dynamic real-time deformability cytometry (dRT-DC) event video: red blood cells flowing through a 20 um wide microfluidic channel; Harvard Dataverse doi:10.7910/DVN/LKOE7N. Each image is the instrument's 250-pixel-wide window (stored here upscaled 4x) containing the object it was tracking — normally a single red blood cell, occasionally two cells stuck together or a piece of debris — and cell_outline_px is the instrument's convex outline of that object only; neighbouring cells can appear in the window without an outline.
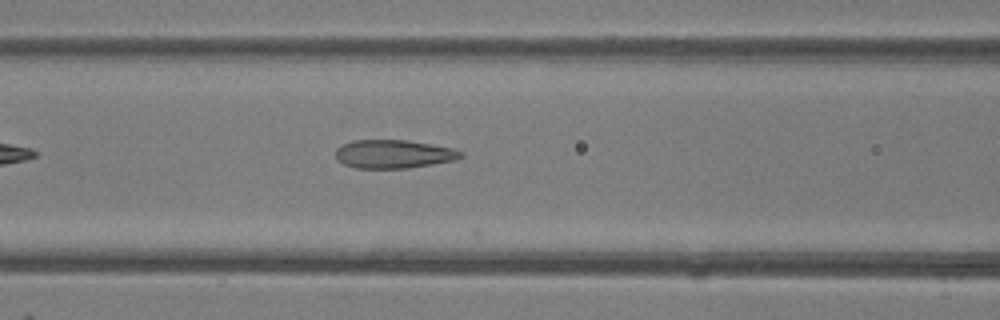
{"species": "common noctule bat (a hibernating species)", "species_latin": "Nyctalus noctula", "temperature_condition": "room temperature", "stored_images_in_passage": 25, "camera_frame_rate_fps": 3000, "um_per_image_px": 0.085, "animal": {"sex": "female"}, "frame": {"image": 1, "passage_image": 5, "time_ms": 1.333, "image_size_px": [1000, 320], "cell_outline_px": [[464, 156], [452, 160], [432, 164], [408, 168], [356, 168], [344, 164], [336, 160], [336, 148], [352, 140], [408, 140], [452, 148], [464, 152]], "centroid_in_image_um": [33.44, 13.09], "position_along_channel_um": 133.2, "area_um2": 20.69}}
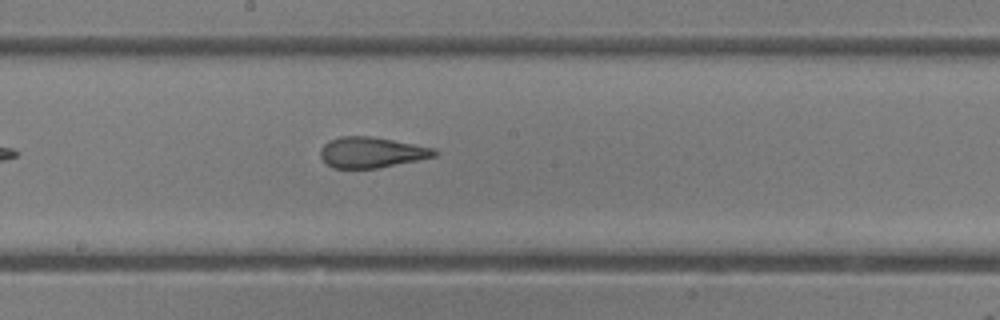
{"frame": {"image": 2, "passage_image": 11, "time_ms": 3.333, "image_size_px": [1000, 320], "cell_outline_px": [[440, 152], [436, 156], [376, 168], [332, 168], [320, 156], [320, 148], [328, 140], [340, 136], [368, 136], [392, 140], [436, 148]], "centroid_in_image_um": [31.57, 12.94], "position_along_channel_um": 216.6, "area_um2": 20.29}}
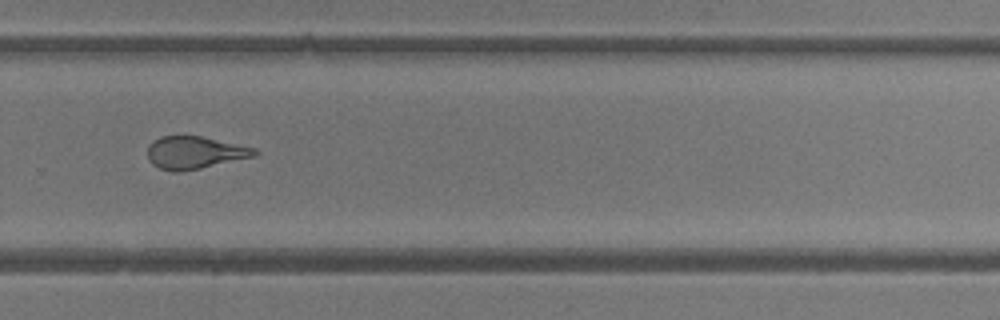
{"frame": {"image": 3, "passage_image": 18, "time_ms": 5.667, "image_size_px": [1000, 320], "cell_outline_px": [[260, 152], [256, 156], [200, 168], [180, 172], [172, 172], [160, 168], [152, 164], [148, 160], [148, 144], [152, 140], [160, 136], [200, 136], [256, 148]], "centroid_in_image_um": [16.53, 12.97], "position_along_channel_um": 313.3, "area_um2": 20.35}}